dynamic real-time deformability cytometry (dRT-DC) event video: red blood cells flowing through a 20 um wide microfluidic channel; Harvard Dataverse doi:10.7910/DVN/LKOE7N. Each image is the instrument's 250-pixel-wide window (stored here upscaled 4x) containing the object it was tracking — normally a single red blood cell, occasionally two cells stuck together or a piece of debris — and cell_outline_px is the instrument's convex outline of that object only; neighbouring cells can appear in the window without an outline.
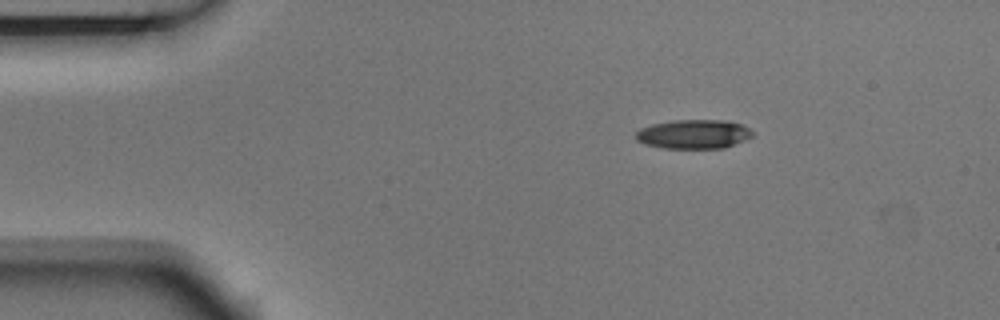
{"species": "Egyptian fruit bat (a non-hibernating species)", "species_latin": "Rousettus aegyptiacus", "temperature_condition": "room temperature", "stored_images_in_passage": 3, "camera_frame_rate_fps": 3000, "um_per_image_px": 0.085, "animal": {"sex": "male"}, "frame": {"image": 1, "passage_image": 1, "time_ms": 0.0, "image_size_px": [1000, 320], "cell_outline_px": [[752, 136], [744, 140], [724, 148], [664, 148], [644, 144], [636, 140], [636, 132], [640, 128], [652, 124], [672, 120], [728, 120], [744, 124], [752, 132]], "centroid_in_image_um": [58.95, 11.39], "position_along_channel_um": 26.0, "area_um2": 19.88}}